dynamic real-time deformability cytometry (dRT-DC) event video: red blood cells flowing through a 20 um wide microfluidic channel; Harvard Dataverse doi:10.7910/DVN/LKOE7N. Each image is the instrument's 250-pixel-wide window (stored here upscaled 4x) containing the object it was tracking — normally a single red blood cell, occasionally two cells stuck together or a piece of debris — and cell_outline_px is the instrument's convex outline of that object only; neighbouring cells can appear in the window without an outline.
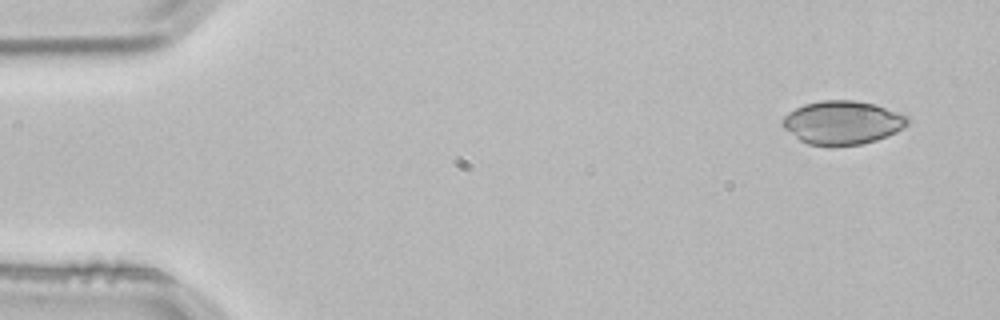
{"species": "common noctule bat (a hibernating species)", "species_latin": "Nyctalus noctula", "temperature_condition": "room temperature", "stored_images_in_passage": 3, "camera_frame_rate_fps": 3000, "um_per_image_px": 0.085, "animal": {"sex": "male", "body_mass_g": 21.5, "forearm_length_mm": 52.0}, "frame": {"image": 1, "passage_image": 1, "time_ms": 0.0, "image_size_px": [1000, 320], "cell_outline_px": [[912, 120], [904, 128], [888, 136], [876, 140], [860, 144], [808, 144], [800, 140], [784, 128], [780, 124], [780, 120], [788, 112], [804, 104], [820, 100], [852, 100], [876, 104], [908, 116]], "centroid_in_image_um": [71.63, 10.39], "position_along_channel_um": 13.4, "area_um2": 31.62}}